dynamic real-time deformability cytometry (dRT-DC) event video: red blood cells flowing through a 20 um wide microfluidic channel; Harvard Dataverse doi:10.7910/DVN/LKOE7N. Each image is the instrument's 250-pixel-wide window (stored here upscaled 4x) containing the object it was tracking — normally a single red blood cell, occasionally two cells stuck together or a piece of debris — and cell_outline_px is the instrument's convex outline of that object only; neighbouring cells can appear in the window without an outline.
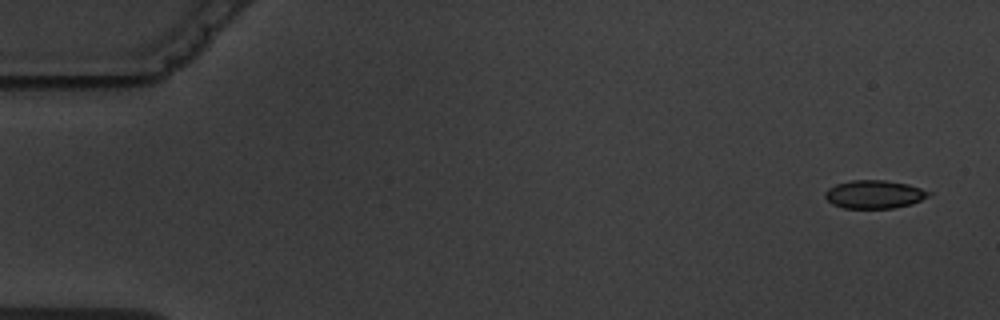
{"species": "common noctule bat (a hibernating species)", "species_latin": "Nyctalus noctula", "temperature_condition": "warm", "stored_images_in_passage": 5, "camera_frame_rate_fps": 3000, "um_per_image_px": 0.085, "animal": {"sex": "male", "body_mass_g": 19.5, "forearm_length_mm": 54.6}, "frame": {"image": 1, "passage_image": 1, "time_ms": 0.0, "image_size_px": [1000, 320], "cell_outline_px": [[932, 196], [912, 204], [892, 208], [844, 208], [832, 204], [824, 196], [824, 192], [828, 188], [836, 184], [852, 180], [884, 180], [908, 184], [932, 192]], "centroid_in_image_um": [74.34, 16.52], "position_along_channel_um": 10.7, "area_um2": 17.17}}
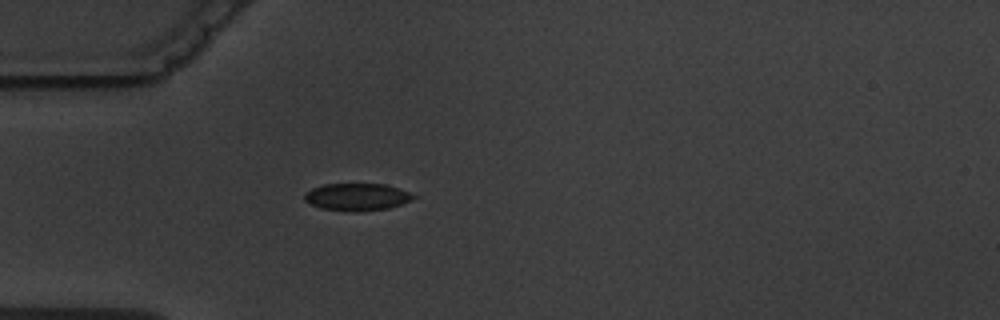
{"frame": {"image": 2, "passage_image": 5, "time_ms": 4.667, "image_size_px": [1000, 320], "cell_outline_px": [[420, 196], [400, 204], [388, 208], [356, 212], [320, 208], [304, 200], [304, 192], [312, 188], [324, 184], [384, 184]], "centroid_in_image_um": [30.32, 16.74], "position_along_channel_um": 54.7, "area_um2": 17.22}}